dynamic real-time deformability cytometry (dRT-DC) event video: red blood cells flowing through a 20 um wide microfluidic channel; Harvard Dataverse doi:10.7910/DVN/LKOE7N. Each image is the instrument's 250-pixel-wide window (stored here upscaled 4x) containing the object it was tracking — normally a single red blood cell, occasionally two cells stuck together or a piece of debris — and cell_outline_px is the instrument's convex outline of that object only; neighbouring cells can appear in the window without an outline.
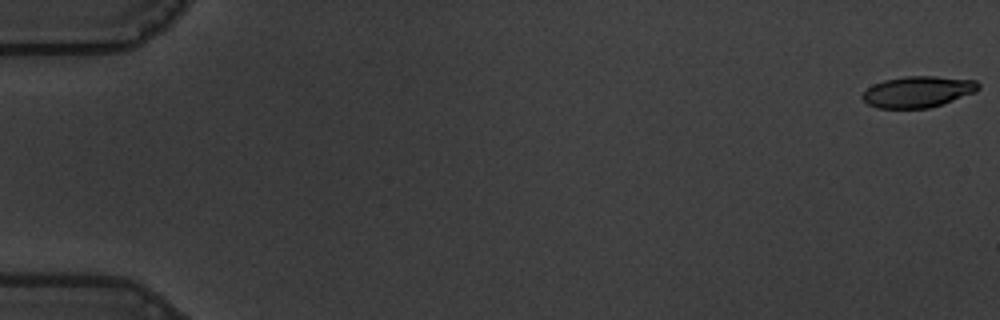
{"species": "common noctule bat (a hibernating species)", "species_latin": "Nyctalus noctula", "temperature_condition": "warm", "stored_images_in_passage": 58, "camera_frame_rate_fps": 3000, "um_per_image_px": 0.085, "animal": {"sex": "male", "body_mass_g": 19.5, "forearm_length_mm": 54.6}, "frame": {"image": 1, "passage_image": 1, "time_ms": 0.0, "image_size_px": [1000, 320], "cell_outline_px": [[980, 88], [976, 92], [928, 108], [876, 108], [868, 104], [860, 96], [872, 84], [884, 80], [904, 76], [936, 76], [976, 80], [980, 84]], "centroid_in_image_um": [78.01, 7.79], "position_along_channel_um": 7.0, "area_um2": 21.1}}
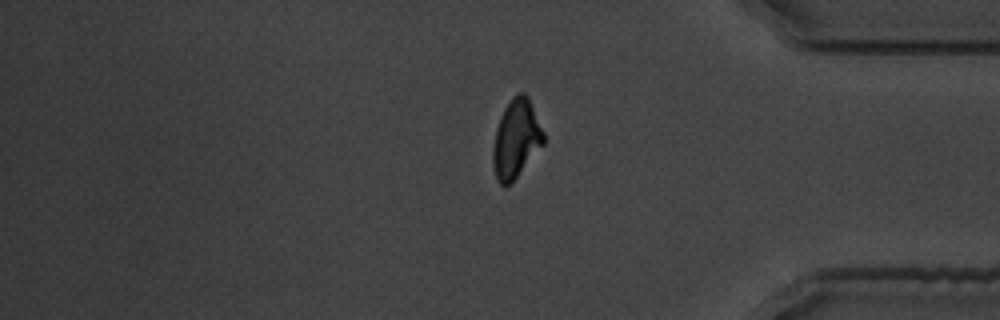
{"frame": {"image": 2, "passage_image": 49, "time_ms": 16.0, "image_size_px": [1000, 320], "cell_outline_px": [[544, 144], [512, 184], [500, 184], [496, 180], [492, 164], [492, 148], [496, 128], [500, 116], [504, 108], [512, 96], [520, 92], [524, 92], [528, 96], [544, 132]], "centroid_in_image_um": [43.86, 11.82], "position_along_channel_um": 391.3, "area_um2": 23.47}}
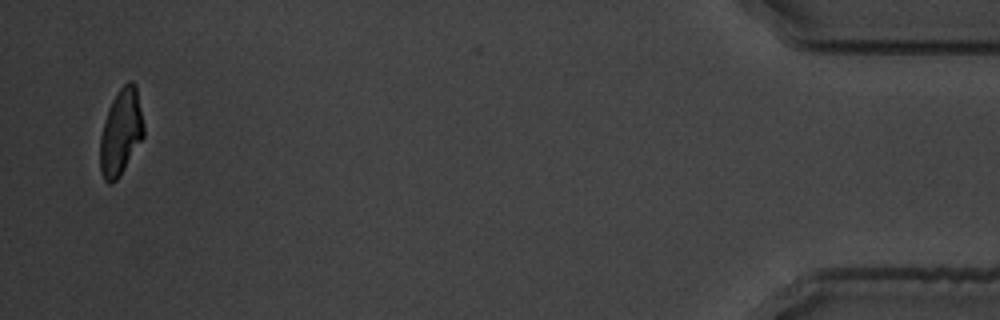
{"frame": {"image": 3, "passage_image": 57, "time_ms": 18.667, "image_size_px": [1000, 320], "cell_outline_px": [[144, 136], [120, 176], [112, 184], [108, 184], [104, 180], [100, 172], [100, 136], [104, 120], [108, 108], [112, 100], [120, 88], [128, 80], [132, 80], [136, 84], [144, 124]], "centroid_in_image_um": [10.27, 11.24], "position_along_channel_um": 424.9, "area_um2": 22.14}, "authors_computed_cell_mechanics": {"area_um2": 23.3223, "velocity_mm_per_s": 3.5514, "shape_relaxation_time_tau1_ms": 5.5726, "shape_relaxation_time_tau2_ms": 1.3883, "deformation_change_tau1": 0.1943, "deformation_change_tau2": 0.0766}}